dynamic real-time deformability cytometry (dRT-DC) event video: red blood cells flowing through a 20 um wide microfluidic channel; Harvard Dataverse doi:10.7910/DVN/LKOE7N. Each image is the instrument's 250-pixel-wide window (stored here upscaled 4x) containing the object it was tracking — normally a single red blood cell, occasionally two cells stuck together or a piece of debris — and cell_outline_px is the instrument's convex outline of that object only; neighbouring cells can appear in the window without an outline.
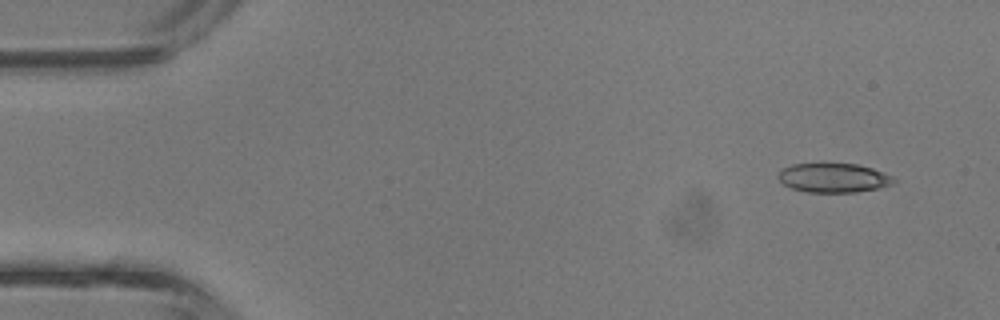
{"species": "common noctule bat (a hibernating species)", "species_latin": "Nyctalus noctula", "temperature_condition": "room temperature", "stored_images_in_passage": 4, "camera_frame_rate_fps": 3000, "um_per_image_px": 0.085, "animal": {"sex": "male", "body_mass_g": 13.3}, "frame": {"image": 1, "passage_image": 1, "time_ms": 0.0, "image_size_px": [1000, 320], "cell_outline_px": [[896, 180], [892, 184], [876, 188], [856, 192], [808, 192], [792, 188], [784, 184], [776, 176], [784, 168], [792, 164], [820, 160], [824, 160], [856, 164], [872, 168], [884, 172], [892, 176]], "centroid_in_image_um": [70.81, 15.05], "position_along_channel_um": 14.2, "area_um2": 20.4}}
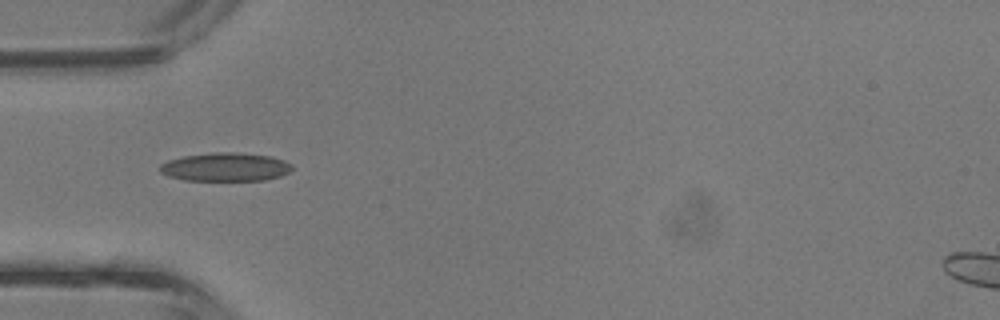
{"frame": {"image": 2, "passage_image": 4, "time_ms": 1.0, "image_size_px": [1000, 320], "cell_outline_px": [[292, 168], [288, 172], [280, 176], [264, 180], [184, 180], [168, 176], [160, 172], [160, 164], [168, 160], [184, 156], [212, 152], [232, 152], [272, 156], [284, 160], [292, 164]], "centroid_in_image_um": [19.16, 14.19], "position_along_channel_um": 65.8, "area_um2": 21.91}}